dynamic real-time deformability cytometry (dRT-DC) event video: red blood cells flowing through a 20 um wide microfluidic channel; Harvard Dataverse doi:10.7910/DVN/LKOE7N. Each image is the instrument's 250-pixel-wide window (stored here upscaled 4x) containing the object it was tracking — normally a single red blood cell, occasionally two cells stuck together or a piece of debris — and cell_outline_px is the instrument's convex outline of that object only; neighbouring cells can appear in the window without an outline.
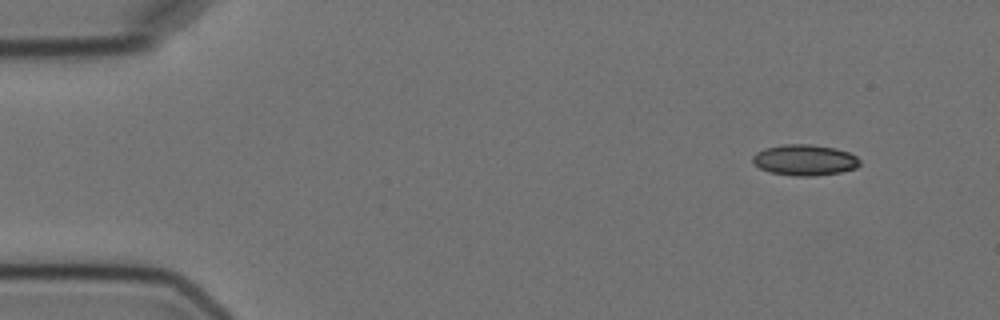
{"species": "Egyptian fruit bat (a non-hibernating species)", "species_latin": "Rousettus aegyptiacus", "temperature_condition": "cold", "stored_images_in_passage": 4, "camera_frame_rate_fps": 3000, "um_per_image_px": 0.085, "animal": {"sex": "female"}, "frame": {"image": 1, "passage_image": 1, "time_ms": 0.0, "image_size_px": [1000, 320], "cell_outline_px": [[860, 164], [856, 168], [840, 172], [812, 176], [792, 176], [772, 172], [760, 168], [752, 160], [752, 156], [756, 152], [764, 148], [784, 144], [808, 144], [836, 148], [848, 152], [856, 156], [860, 160]], "centroid_in_image_um": [68.4, 13.59], "position_along_channel_um": 16.6, "area_um2": 19.25}}
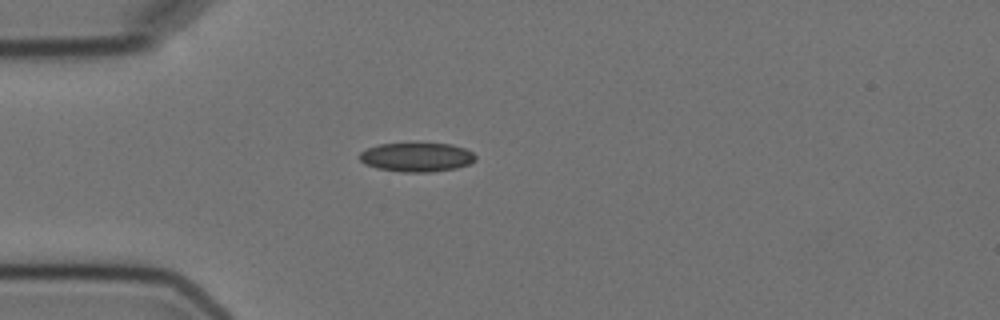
{"frame": {"image": 2, "passage_image": 4, "time_ms": 3.333, "image_size_px": [1000, 320], "cell_outline_px": [[476, 160], [468, 164], [456, 168], [432, 172], [400, 172], [376, 168], [364, 164], [360, 160], [360, 152], [368, 148], [380, 144], [416, 140], [452, 144], [464, 148], [472, 152], [476, 156]], "centroid_in_image_um": [35.41, 13.31], "position_along_channel_um": 49.6, "area_um2": 20.58}}